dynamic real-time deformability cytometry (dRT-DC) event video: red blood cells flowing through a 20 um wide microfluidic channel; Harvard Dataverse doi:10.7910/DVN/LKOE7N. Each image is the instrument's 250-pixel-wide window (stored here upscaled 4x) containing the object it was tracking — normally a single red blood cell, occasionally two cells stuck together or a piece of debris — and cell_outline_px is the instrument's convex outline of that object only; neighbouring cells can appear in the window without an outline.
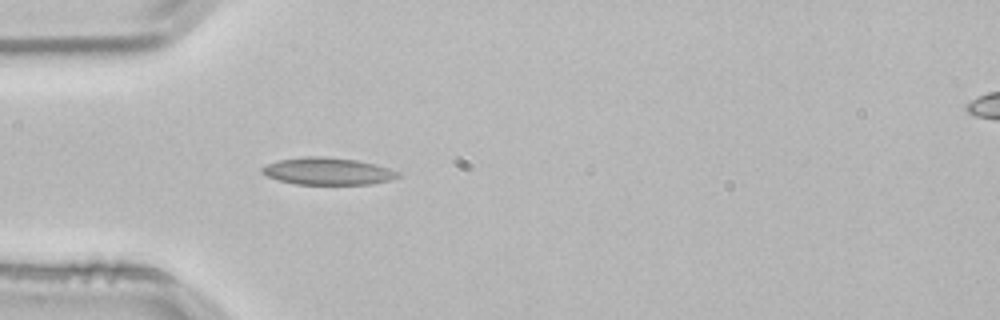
{"species": "common noctule bat (a hibernating species)", "species_latin": "Nyctalus noctula", "temperature_condition": "room temperature", "stored_images_in_passage": 27, "camera_frame_rate_fps": 3000, "um_per_image_px": 0.085, "animal": {"sex": "male", "body_mass_g": 21.5, "forearm_length_mm": 52.0}, "frame": {"image": 1, "passage_image": 5, "time_ms": 1.333, "image_size_px": [1000, 320], "cell_outline_px": [[400, 176], [388, 180], [368, 184], [296, 184], [280, 180], [268, 176], [260, 172], [260, 168], [276, 160], [304, 156], [324, 156], [356, 160], [388, 168], [400, 172]], "centroid_in_image_um": [27.81, 14.54], "position_along_channel_um": 57.2, "area_um2": 21.33}}